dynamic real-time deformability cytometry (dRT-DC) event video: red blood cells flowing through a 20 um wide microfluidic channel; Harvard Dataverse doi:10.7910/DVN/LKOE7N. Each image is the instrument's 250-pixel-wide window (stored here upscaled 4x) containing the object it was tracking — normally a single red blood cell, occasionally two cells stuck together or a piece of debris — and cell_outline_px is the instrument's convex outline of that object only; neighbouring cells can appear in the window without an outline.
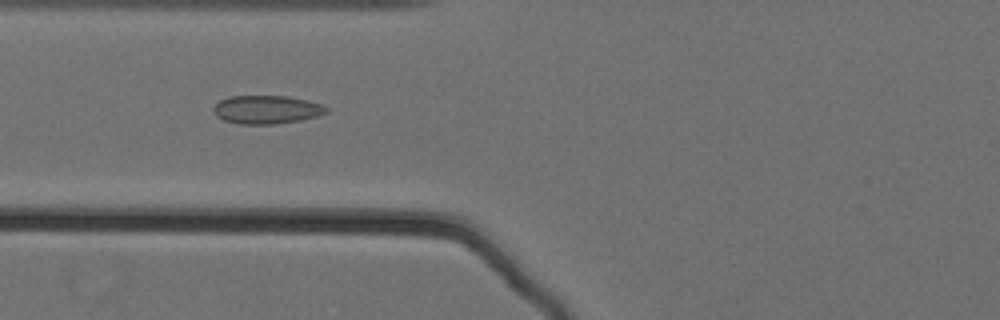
{"species": "Egyptian fruit bat (a non-hibernating species)", "species_latin": "Rousettus aegyptiacus", "temperature_condition": "cold", "stored_images_in_passage": 35, "camera_frame_rate_fps": 3000, "um_per_image_px": 0.085, "animal": {"sex": "female"}, "frame": {"image": 1, "passage_image": 9, "time_ms": 2.667, "image_size_px": [1000, 320], "cell_outline_px": [[328, 112], [316, 116], [300, 120], [276, 124], [240, 124], [224, 120], [216, 116], [212, 112], [212, 108], [220, 100], [228, 96], [288, 96], [308, 100], [320, 104], [328, 108]], "centroid_in_image_um": [22.63, 9.31], "position_along_channel_um": 103.2, "area_um2": 18.73}}
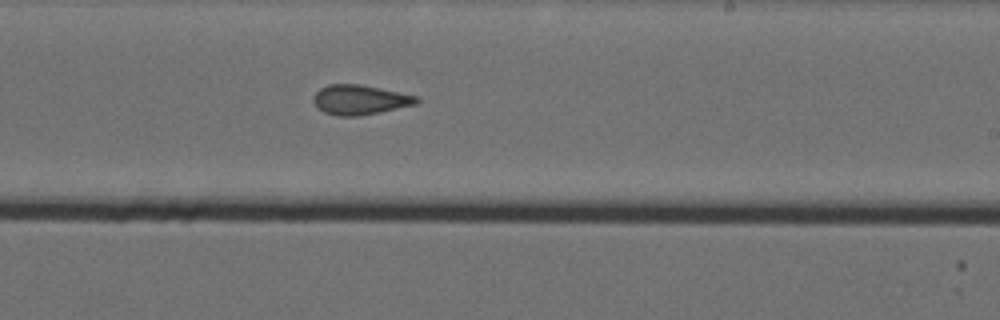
{"frame": {"image": 2, "passage_image": 22, "time_ms": 7.0, "image_size_px": [1000, 320], "cell_outline_px": [[420, 100], [416, 104], [380, 112], [360, 116], [336, 116], [324, 112], [316, 108], [312, 100], [312, 96], [320, 88], [328, 84], [360, 84], [420, 96]], "centroid_in_image_um": [30.57, 8.48], "position_along_channel_um": 258.4, "area_um2": 18.15}}
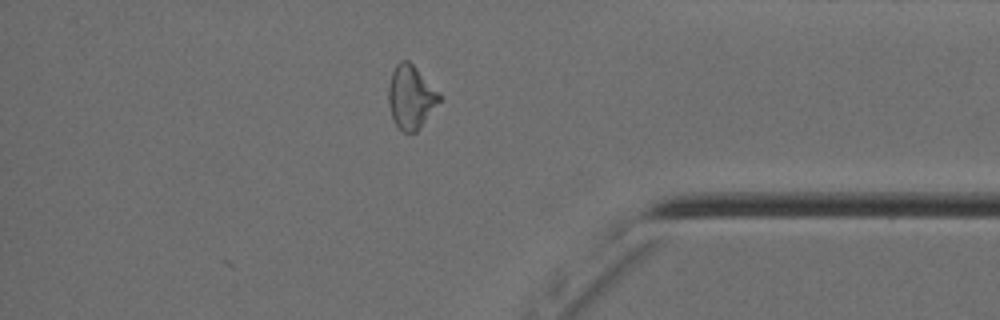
{"frame": {"image": 3, "passage_image": 35, "time_ms": 11.333, "image_size_px": [1000, 320], "cell_outline_px": [[440, 100], [420, 128], [416, 132], [404, 132], [396, 124], [392, 116], [388, 104], [388, 88], [392, 72], [396, 64], [400, 60], [408, 60], [440, 92]], "centroid_in_image_um": [34.92, 8.24], "position_along_channel_um": 400.3, "area_um2": 18.61}, "authors_computed_cell_mechanics": {"area_um2": 17.7446, "velocity_mm_per_s": 3.5778, "shape_relaxation_time_tau1_ms": null, "shape_relaxation_time_tau2_ms": 2.0671, "deformation_change_tau1": null, "deformation_change_tau2": 0.0747}}